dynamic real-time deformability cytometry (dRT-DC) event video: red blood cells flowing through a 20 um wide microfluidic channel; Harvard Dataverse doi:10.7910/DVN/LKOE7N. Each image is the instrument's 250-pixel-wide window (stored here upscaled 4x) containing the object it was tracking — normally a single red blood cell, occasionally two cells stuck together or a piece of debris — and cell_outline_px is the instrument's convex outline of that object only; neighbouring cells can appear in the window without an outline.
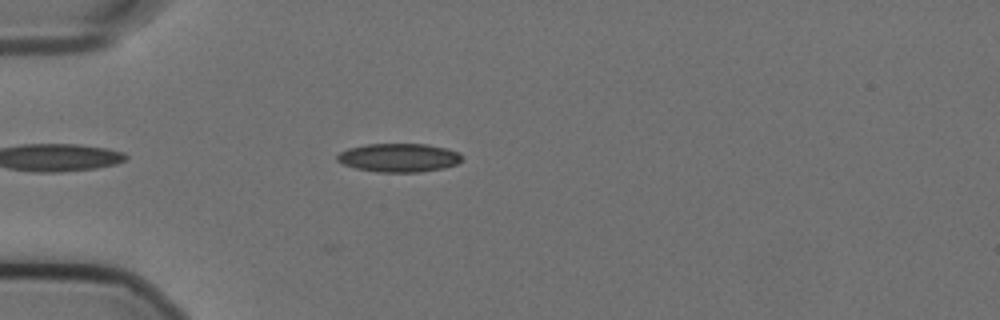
{"species": "Egyptian fruit bat (a non-hibernating species)", "species_latin": "Rousettus aegyptiacus", "temperature_condition": "cold", "stored_images_in_passage": 34, "camera_frame_rate_fps": 3000, "um_per_image_px": 0.085, "animal": {"sex": "female"}, "frame": {"image": 1, "passage_image": 5, "time_ms": 1.333, "image_size_px": [1000, 320], "cell_outline_px": [[460, 160], [456, 164], [444, 168], [420, 172], [376, 172], [356, 168], [344, 164], [336, 160], [336, 156], [340, 152], [348, 148], [368, 144], [428, 144], [460, 152]], "centroid_in_image_um": [33.88, 13.4], "position_along_channel_um": 51.1, "area_um2": 20.69}}
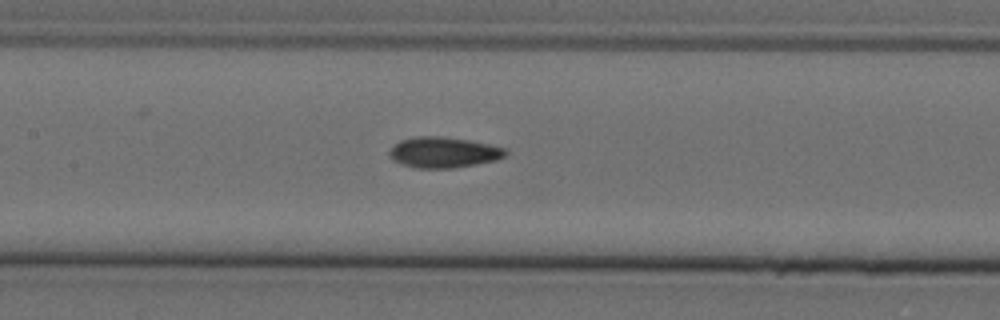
{"frame": {"image": 2, "passage_image": 16, "time_ms": 5.0, "image_size_px": [1000, 320], "cell_outline_px": [[508, 152], [504, 156], [496, 160], [452, 168], [416, 168], [400, 164], [392, 160], [388, 156], [388, 152], [400, 140], [416, 136], [440, 136], [468, 140], [488, 144], [504, 148]], "centroid_in_image_um": [37.65, 12.95], "position_along_channel_um": 169.7, "area_um2": 20.69}}
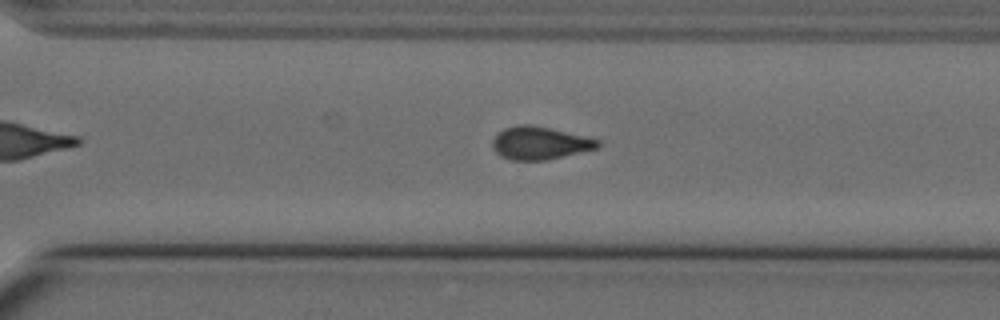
{"frame": {"image": 3, "passage_image": 29, "time_ms": 9.333, "image_size_px": [1000, 320], "cell_outline_px": [[600, 144], [596, 148], [548, 160], [512, 160], [500, 156], [492, 148], [492, 140], [504, 128], [516, 124], [532, 124], [552, 128], [600, 140]], "centroid_in_image_um": [45.85, 12.15], "position_along_channel_um": 324.7, "area_um2": 20.17}, "authors_computed_cell_mechanics": {"area_um2": 20.6635, "velocity_mm_per_s": 3.5909, "shape_relaxation_time_tau1_ms": null, "shape_relaxation_time_tau2_ms": 6.8934, "deformation_change_tau1": null, "deformation_change_tau2": 0.0968}}